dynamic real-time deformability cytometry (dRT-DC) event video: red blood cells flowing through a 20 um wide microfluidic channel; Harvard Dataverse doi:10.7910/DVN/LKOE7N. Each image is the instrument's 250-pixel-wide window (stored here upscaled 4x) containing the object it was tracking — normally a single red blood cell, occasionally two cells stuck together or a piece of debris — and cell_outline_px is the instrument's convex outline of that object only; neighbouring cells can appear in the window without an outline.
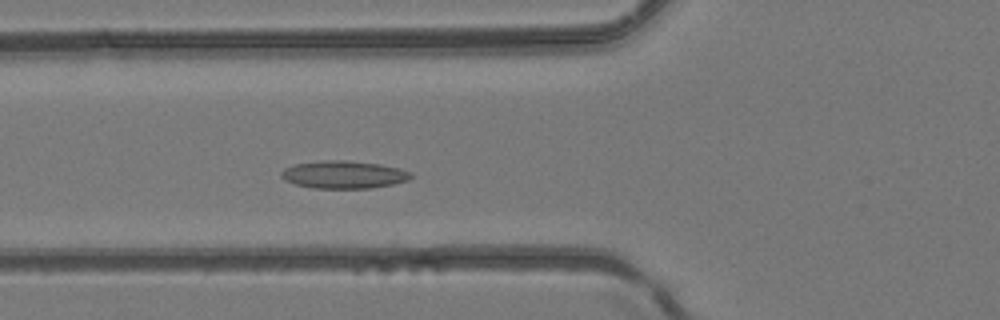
{"species": "common noctule bat (a hibernating species)", "species_latin": "Nyctalus noctula", "temperature_condition": "room temperature", "stored_images_in_passage": 44, "camera_frame_rate_fps": 3000, "um_per_image_px": 0.085, "animal": {"sex": "female", "body_mass_g": 24.6, "forearm_length_mm": 56.2}, "frame": {"image": 1, "passage_image": 14, "time_ms": 4.333, "image_size_px": [1000, 320], "cell_outline_px": [[412, 176], [408, 180], [392, 184], [372, 188], [312, 188], [296, 184], [284, 180], [280, 176], [280, 172], [284, 168], [296, 164], [324, 160], [344, 160], [380, 164], [400, 168], [412, 172]], "centroid_in_image_um": [29.21, 14.84], "position_along_channel_um": 96.6, "area_um2": 20.92}}
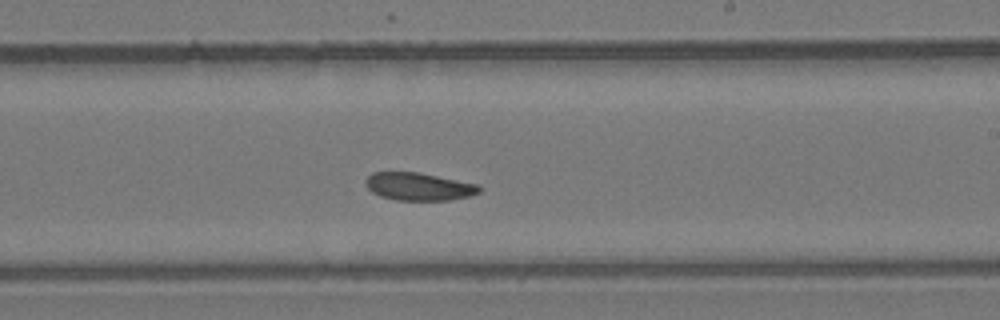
{"frame": {"image": 2, "passage_image": 25, "time_ms": 8.0, "image_size_px": [1000, 320], "cell_outline_px": [[480, 192], [468, 196], [452, 200], [396, 200], [380, 196], [372, 192], [368, 188], [364, 180], [372, 172], [420, 172], [480, 184]], "centroid_in_image_um": [35.61, 15.85], "position_along_channel_um": 253.4, "area_um2": 18.55}}
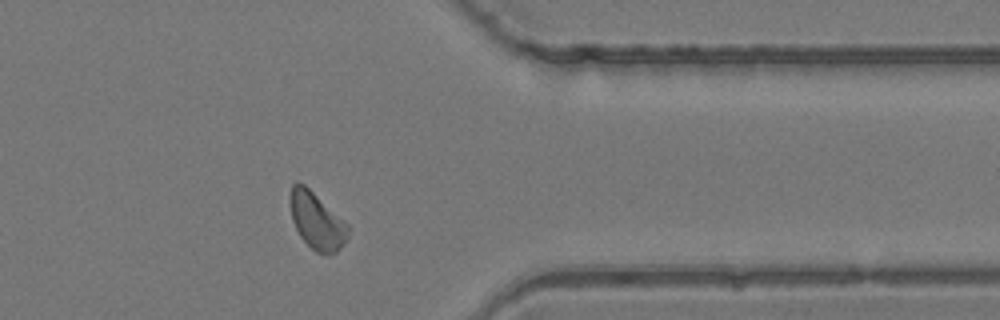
{"frame": {"image": 3, "passage_image": 35, "time_ms": 11.333, "image_size_px": [1000, 320], "cell_outline_px": [[348, 236], [340, 248], [336, 252], [316, 252], [300, 236], [292, 220], [288, 204], [288, 196], [292, 184], [296, 180], [304, 184], [348, 224]], "centroid_in_image_um": [26.86, 18.71], "position_along_channel_um": 384.5, "area_um2": 19.02}}